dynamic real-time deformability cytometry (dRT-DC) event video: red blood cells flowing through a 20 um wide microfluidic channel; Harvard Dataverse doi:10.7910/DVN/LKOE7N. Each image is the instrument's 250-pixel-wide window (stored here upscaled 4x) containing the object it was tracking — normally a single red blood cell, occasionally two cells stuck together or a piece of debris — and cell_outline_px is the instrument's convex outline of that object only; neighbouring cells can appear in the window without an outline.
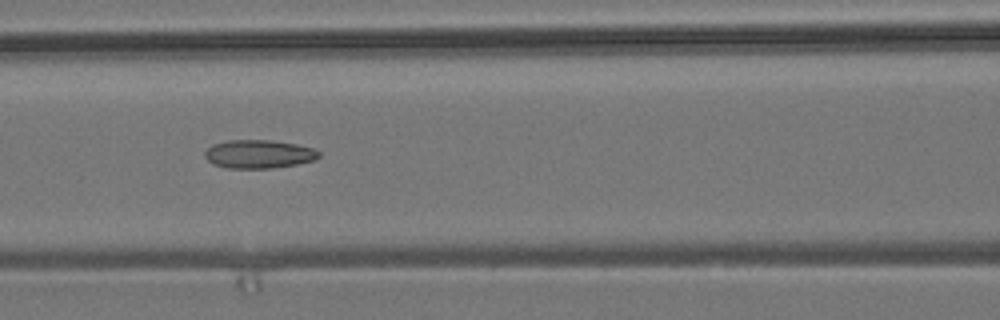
{"species": "common noctule bat (a hibernating species)", "species_latin": "Nyctalus noctula", "temperature_condition": "room temperature", "stored_images_in_passage": 8, "camera_frame_rate_fps": 3000, "um_per_image_px": 0.085, "animal": {"sex": "male", "body_mass_g": 19.2, "forearm_length_mm": 51.8}, "frame": {"image": 1, "passage_image": 6, "time_ms": 1.667, "image_size_px": [1000, 320], "cell_outline_px": [[320, 156], [316, 160], [296, 164], [272, 168], [228, 168], [212, 164], [204, 156], [204, 152], [212, 144], [228, 140], [272, 140], [296, 144], [316, 148], [320, 152]], "centroid_in_image_um": [22.01, 13.09], "position_along_channel_um": 144.6, "area_um2": 19.07}}
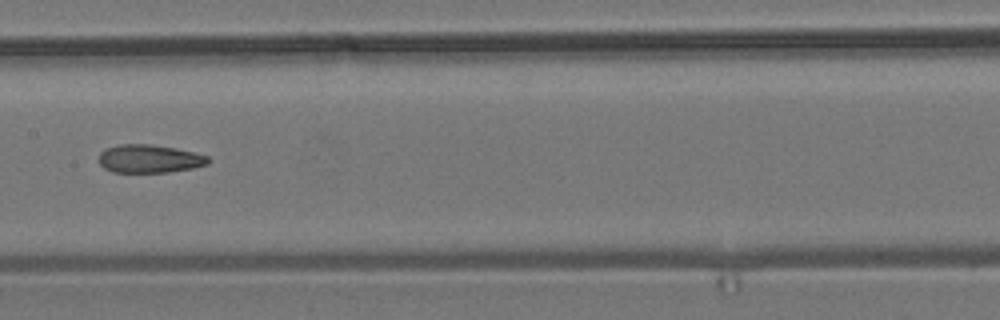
{"frame": {"image": 2, "passage_image": 7, "time_ms": 2.0, "image_size_px": [1000, 320], "cell_outline_px": [[212, 160], [208, 164], [192, 168], [168, 172], [112, 172], [104, 168], [100, 164], [100, 152], [104, 148], [120, 144], [148, 144], [196, 152], [208, 156]], "centroid_in_image_um": [12.71, 13.49], "position_along_channel_um": 194.7, "area_um2": 17.98}}
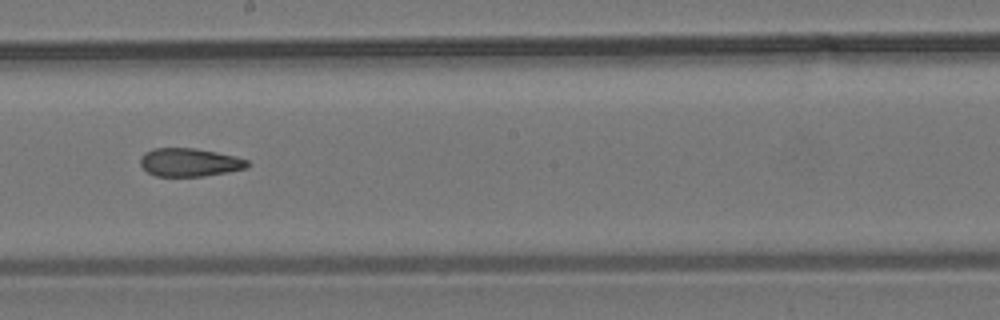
{"frame": {"image": 3, "passage_image": 8, "time_ms": 2.333, "image_size_px": [1000, 320], "cell_outline_px": [[248, 168], [228, 172], [204, 176], [156, 176], [148, 172], [140, 164], [140, 156], [144, 152], [152, 148], [192, 148], [216, 152], [236, 156], [248, 160]], "centroid_in_image_um": [16.1, 13.79], "position_along_channel_um": 232.1, "area_um2": 17.69}}